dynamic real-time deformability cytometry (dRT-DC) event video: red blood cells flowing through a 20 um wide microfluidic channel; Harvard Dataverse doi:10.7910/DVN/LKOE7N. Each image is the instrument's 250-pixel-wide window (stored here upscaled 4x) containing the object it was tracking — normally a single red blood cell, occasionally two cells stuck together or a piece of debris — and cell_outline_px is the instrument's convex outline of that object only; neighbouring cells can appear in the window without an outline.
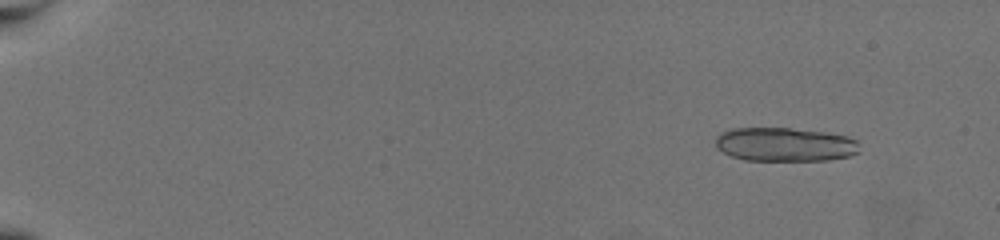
{"species": "common noctule bat (a hibernating species)", "species_latin": "Nyctalus noctula", "temperature_condition": "warm", "stored_images_in_passage": 23, "camera_frame_rate_fps": 3000, "um_per_image_px": 0.085, "animal": {"sex": "female", "body_mass_g": 19.5, "forearm_length_mm": 54.1}, "frame": {"image": 1, "passage_image": 7, "time_ms": 2.0, "image_size_px": [1000, 240], "cell_outline_px": [[860, 152], [848, 156], [828, 160], [744, 160], [732, 156], [716, 148], [716, 136], [720, 132], [732, 128], [792, 128], [824, 132], [848, 136], [856, 140]], "centroid_in_image_um": [66.7, 12.27], "position_along_channel_um": 18.3, "area_um2": 28.44}}
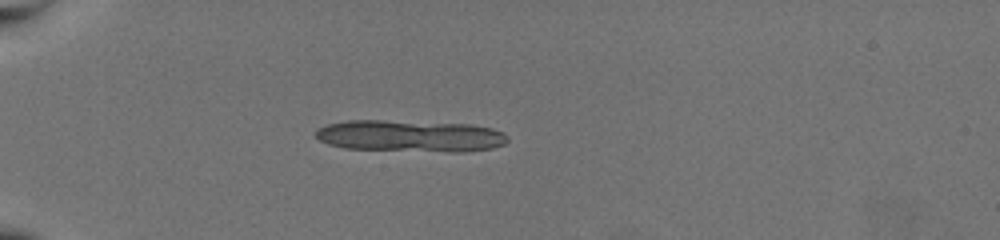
{"frame": {"image": 2, "passage_image": 20, "time_ms": 6.333, "image_size_px": [1000, 240], "cell_outline_px": [[508, 140], [504, 144], [492, 148], [464, 152], [452, 152], [344, 148], [328, 144], [320, 140], [316, 136], [316, 128], [328, 124], [348, 120], [384, 120], [472, 124], [492, 128], [504, 132], [508, 136]], "centroid_in_image_um": [34.89, 11.55], "position_along_channel_um": 50.1, "area_um2": 35.72}}